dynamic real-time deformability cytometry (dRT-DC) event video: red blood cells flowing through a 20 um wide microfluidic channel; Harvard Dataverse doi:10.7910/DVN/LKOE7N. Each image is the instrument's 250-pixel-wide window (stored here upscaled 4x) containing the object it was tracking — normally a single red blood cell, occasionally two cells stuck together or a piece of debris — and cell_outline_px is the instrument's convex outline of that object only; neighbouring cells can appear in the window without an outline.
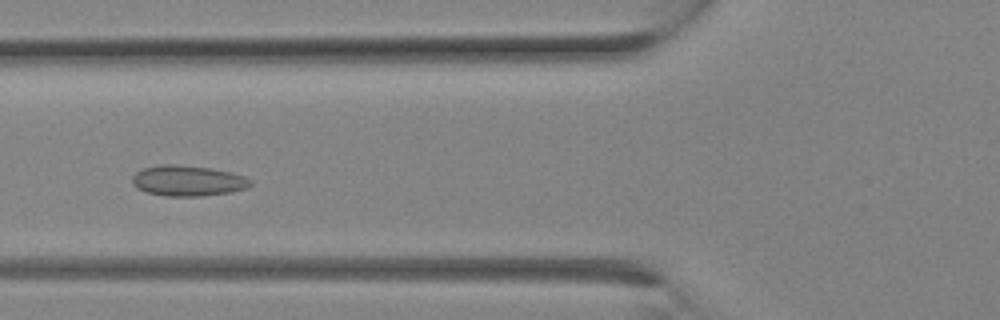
{"species": "Egyptian fruit bat (a non-hibernating species)", "species_latin": "Rousettus aegyptiacus", "temperature_condition": "room temperature", "stored_images_in_passage": 7, "camera_frame_rate_fps": 3000, "um_per_image_px": 0.085, "animal": {"sex": "female"}, "frame": {"image": 1, "passage_image": 6, "time_ms": 1.667, "image_size_px": [1000, 320], "cell_outline_px": [[252, 184], [248, 188], [232, 192], [200, 196], [164, 196], [144, 192], [136, 188], [132, 184], [132, 176], [140, 168], [160, 164], [176, 164], [212, 168], [232, 172], [244, 176], [252, 180]], "centroid_in_image_um": [15.95, 15.36], "position_along_channel_um": 109.9, "area_um2": 21.56}}